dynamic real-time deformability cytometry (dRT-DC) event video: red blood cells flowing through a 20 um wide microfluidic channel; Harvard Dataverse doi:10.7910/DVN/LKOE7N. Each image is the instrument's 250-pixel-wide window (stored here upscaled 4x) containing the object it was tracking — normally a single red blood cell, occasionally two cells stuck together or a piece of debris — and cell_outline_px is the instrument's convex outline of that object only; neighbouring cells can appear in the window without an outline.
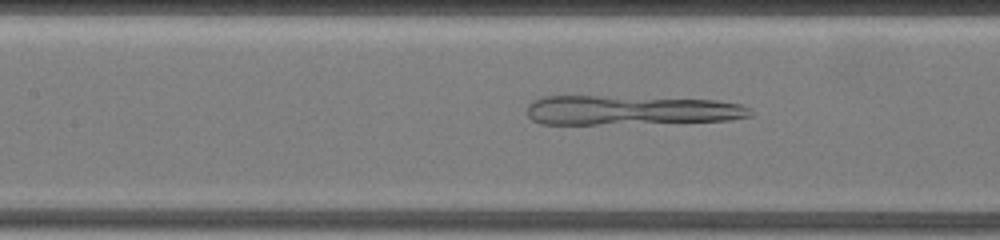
{"species": "common noctule bat (a hibernating species)", "species_latin": "Nyctalus noctula", "temperature_condition": "warm", "stored_images_in_passage": 40, "camera_frame_rate_fps": 3000, "um_per_image_px": 0.085, "animal": {"sex": "female", "body_mass_g": 19.5, "forearm_length_mm": 54.1}, "frame": {"image": 1, "passage_image": 11, "time_ms": 3.333, "image_size_px": [1000, 240], "cell_outline_px": [[752, 116], [732, 120], [596, 124], [540, 124], [532, 120], [528, 116], [528, 104], [532, 100], [540, 96], [600, 96], [716, 100], [740, 104], [752, 108]], "centroid_in_image_um": [53.59, 9.36], "position_along_channel_um": 153.8, "area_um2": 38.32}}
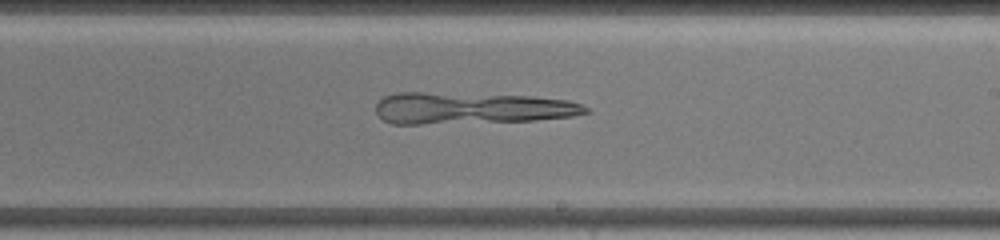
{"frame": {"image": 2, "passage_image": 19, "time_ms": 6.0, "image_size_px": [1000, 240], "cell_outline_px": [[592, 112], [572, 116], [536, 120], [420, 124], [392, 124], [384, 120], [376, 112], [376, 104], [384, 96], [396, 92], [424, 92], [532, 96], [568, 100], [580, 104], [588, 108]], "centroid_in_image_um": [40.06, 9.19], "position_along_channel_um": 248.9, "area_um2": 38.73}}
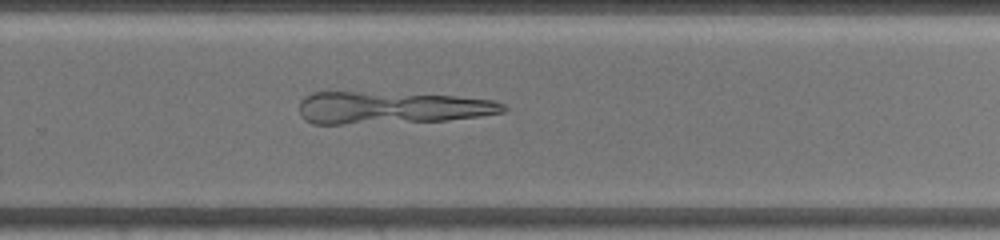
{"frame": {"image": 3, "passage_image": 23, "time_ms": 7.333, "image_size_px": [1000, 240], "cell_outline_px": [[508, 108], [504, 112], [480, 116], [444, 120], [340, 124], [312, 124], [304, 120], [300, 116], [300, 100], [304, 96], [312, 92], [360, 92], [456, 96], [492, 100], [504, 104]], "centroid_in_image_um": [33.22, 9.16], "position_along_channel_um": 296.6, "area_um2": 38.09}}